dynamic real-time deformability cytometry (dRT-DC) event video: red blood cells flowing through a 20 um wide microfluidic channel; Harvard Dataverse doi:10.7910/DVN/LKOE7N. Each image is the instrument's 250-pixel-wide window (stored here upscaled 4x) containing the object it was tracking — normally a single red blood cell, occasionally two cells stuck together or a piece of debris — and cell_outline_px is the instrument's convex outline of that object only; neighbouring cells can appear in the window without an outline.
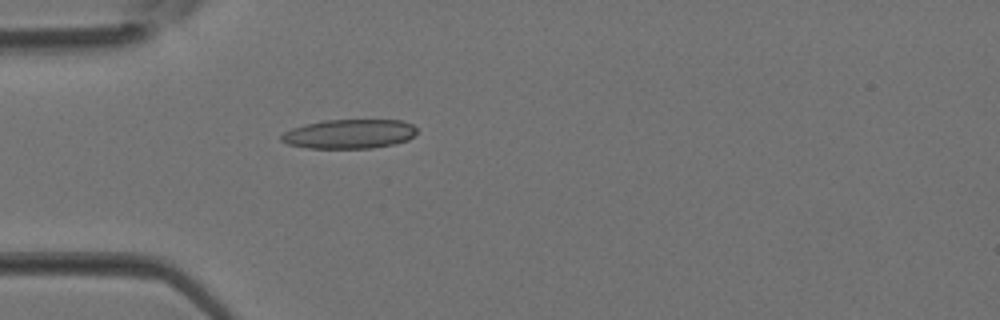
{"species": "Egyptian fruit bat (a non-hibernating species)", "species_latin": "Rousettus aegyptiacus", "temperature_condition": "room temperature", "stored_images_in_passage": 27, "camera_frame_rate_fps": 3000, "um_per_image_px": 0.085, "animal": {"sex": "female"}, "frame": {"image": 1, "passage_image": 1, "time_ms": 0.0, "image_size_px": [1000, 320], "cell_outline_px": [[416, 132], [408, 140], [392, 144], [372, 148], [308, 148], [288, 144], [280, 140], [280, 136], [284, 132], [292, 128], [304, 124], [324, 120], [400, 120], [412, 124], [416, 128]], "centroid_in_image_um": [29.66, 11.38], "position_along_channel_um": 55.3, "area_um2": 23.06}}
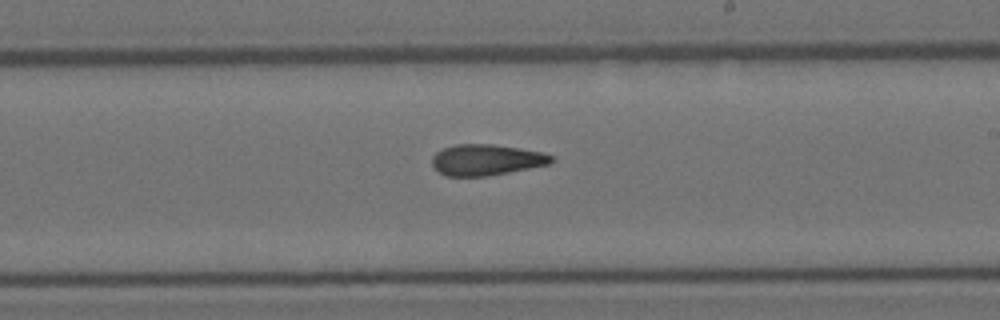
{"frame": {"image": 2, "passage_image": 12, "time_ms": 3.667, "image_size_px": [1000, 320], "cell_outline_px": [[556, 160], [548, 164], [488, 176], [444, 176], [432, 164], [432, 156], [436, 152], [444, 148], [456, 144], [492, 144], [520, 148], [540, 152], [552, 156]], "centroid_in_image_um": [41.32, 13.58], "position_along_channel_um": 247.7, "area_um2": 21.39}}
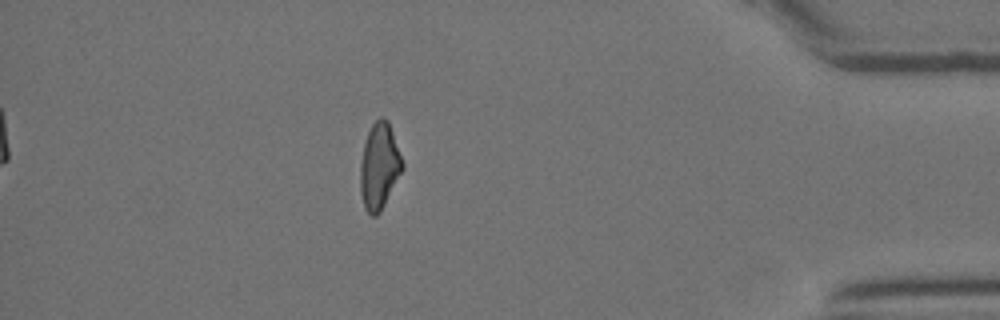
{"frame": {"image": 3, "passage_image": 23, "time_ms": 7.333, "image_size_px": [1000, 320], "cell_outline_px": [[404, 168], [380, 212], [376, 216], [372, 216], [364, 208], [360, 192], [360, 164], [364, 144], [368, 132], [372, 124], [380, 116], [388, 120], [404, 164]], "centroid_in_image_um": [32.24, 14.13], "position_along_channel_um": 403.0, "area_um2": 21.1}}